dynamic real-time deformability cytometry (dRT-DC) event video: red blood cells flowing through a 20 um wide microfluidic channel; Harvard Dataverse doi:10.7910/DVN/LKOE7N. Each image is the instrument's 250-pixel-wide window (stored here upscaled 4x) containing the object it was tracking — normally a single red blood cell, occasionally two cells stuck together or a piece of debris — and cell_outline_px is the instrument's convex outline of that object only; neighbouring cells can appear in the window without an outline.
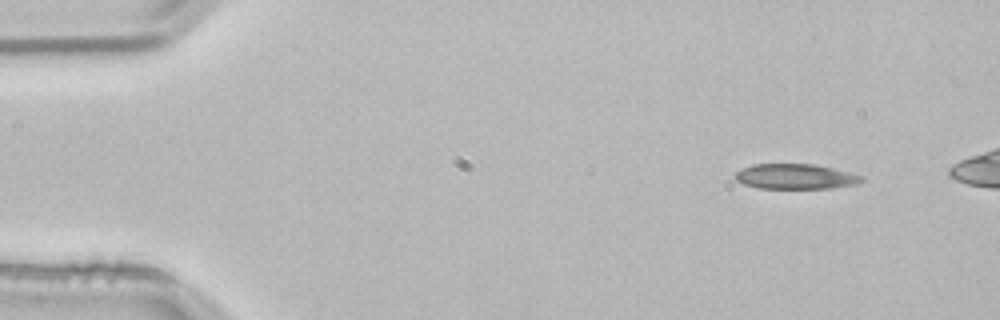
{"species": "common noctule bat (a hibernating species)", "species_latin": "Nyctalus noctula", "temperature_condition": "room temperature", "stored_images_in_passage": 3, "camera_frame_rate_fps": 3000, "um_per_image_px": 0.085, "animal": {"sex": "male", "body_mass_g": 21.5, "forearm_length_mm": 52.0}, "frame": {"image": 1, "passage_image": 1, "time_ms": 0.0, "image_size_px": [1000, 320], "cell_outline_px": [[864, 180], [856, 184], [832, 188], [760, 188], [744, 184], [736, 180], [736, 172], [740, 168], [752, 164], [812, 164], [832, 168], [864, 176]], "centroid_in_image_um": [67.61, 15.0], "position_along_channel_um": 17.4, "area_um2": 18.44}}